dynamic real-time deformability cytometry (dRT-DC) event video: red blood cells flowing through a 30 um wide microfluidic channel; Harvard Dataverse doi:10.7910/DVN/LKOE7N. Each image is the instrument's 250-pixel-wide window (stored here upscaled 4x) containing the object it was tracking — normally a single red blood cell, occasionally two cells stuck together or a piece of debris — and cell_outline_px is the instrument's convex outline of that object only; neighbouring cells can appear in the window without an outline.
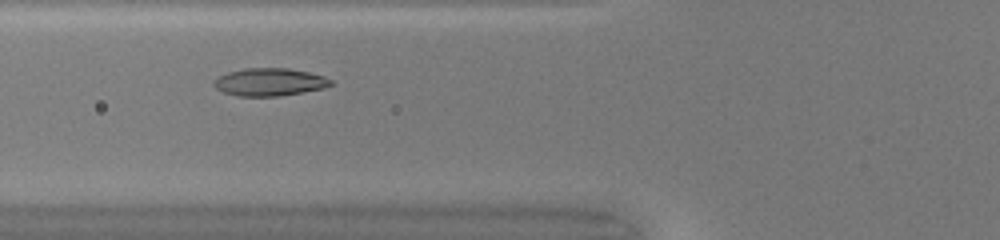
{"species": "common noctule bat (a hibernating species)", "species_latin": "Nyctalus noctula", "temperature_condition": "warm", "stored_images_in_passage": 35, "camera_frame_rate_fps": 3000, "um_per_image_px": 0.085, "animal": {"sex": "female", "body_mass_g": 20.0, "forearm_length_mm": 54.0}, "frame": {"image": 1, "passage_image": 8, "time_ms": 2.333, "image_size_px": [1000, 240], "cell_outline_px": [[332, 84], [324, 88], [304, 92], [280, 96], [236, 96], [224, 92], [216, 88], [212, 84], [212, 80], [216, 76], [228, 72], [244, 68], [288, 68], [308, 72], [324, 76], [332, 80]], "centroid_in_image_um": [22.87, 6.97], "position_along_channel_um": 102.9, "area_um2": 19.07}}
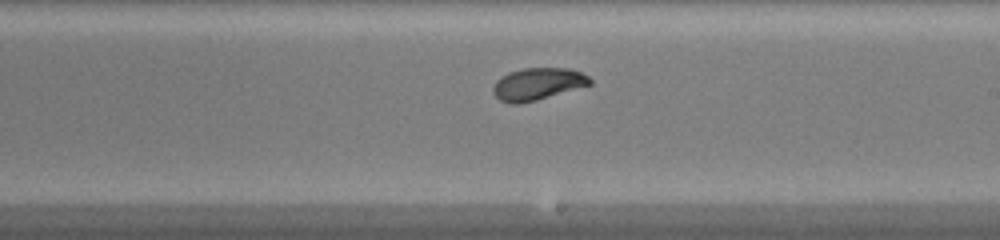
{"frame": {"image": 2, "passage_image": 18, "time_ms": 5.667, "image_size_px": [1000, 240], "cell_outline_px": [[592, 84], [536, 100], [520, 104], [512, 104], [500, 100], [492, 92], [492, 88], [496, 80], [500, 76], [508, 72], [524, 68], [568, 68], [580, 72], [588, 76], [592, 80]], "centroid_in_image_um": [45.67, 7.13], "position_along_channel_um": 243.3, "area_um2": 18.15}}
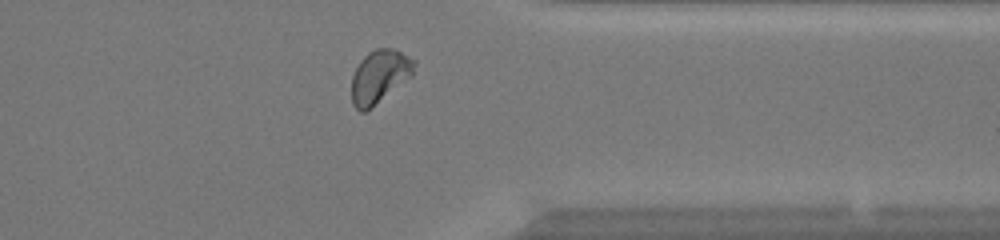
{"frame": {"image": 3, "passage_image": 28, "time_ms": 9.0, "image_size_px": [1000, 240], "cell_outline_px": [[416, 64], [412, 76], [364, 112], [360, 112], [352, 104], [352, 76], [360, 60], [368, 52], [376, 48], [392, 48], [416, 60]], "centroid_in_image_um": [32.26, 6.47], "position_along_channel_um": 379.1, "area_um2": 19.13}, "authors_computed_cell_mechanics": {"area_um2": 18.6116, "velocity_mm_per_s": 4.2178, "shape_relaxation_time_tau1_ms": 2.5376, "shape_relaxation_time_tau2_ms": 0.9684, "deformation_change_tau1": 0.1559, "deformation_change_tau2": 0.044}}